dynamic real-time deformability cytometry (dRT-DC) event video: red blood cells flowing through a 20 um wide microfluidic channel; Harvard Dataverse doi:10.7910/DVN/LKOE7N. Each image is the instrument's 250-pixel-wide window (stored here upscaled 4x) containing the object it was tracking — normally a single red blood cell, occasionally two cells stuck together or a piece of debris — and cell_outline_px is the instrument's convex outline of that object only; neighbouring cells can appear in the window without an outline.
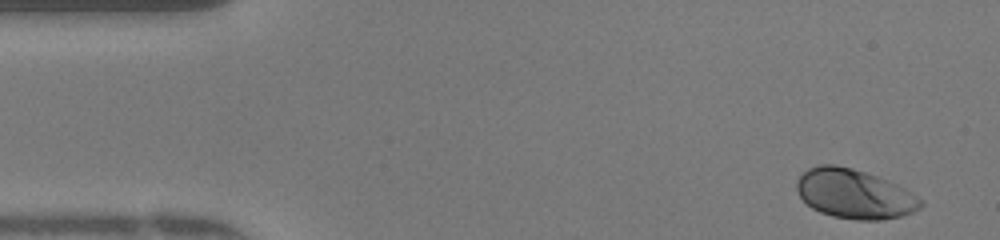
{"species": "human", "species_latin": "Homo sapiens", "temperature_condition": "warm", "stored_images_in_passage": 47, "camera_frame_rate_fps": 3000, "um_per_image_px": 0.085, "donor": {"sex": "female"}, "frame": {"image": 1, "passage_image": 2, "time_ms": 0.333, "image_size_px": [1000, 240], "cell_outline_px": [[924, 204], [920, 208], [912, 212], [900, 216], [880, 220], [856, 220], [832, 216], [820, 212], [812, 208], [800, 196], [796, 188], [796, 180], [808, 168], [820, 164], [836, 164], [852, 168], [888, 180], [904, 188], [920, 200]], "centroid_in_image_um": [72.59, 16.48], "position_along_channel_um": 12.4, "area_um2": 35.43}}
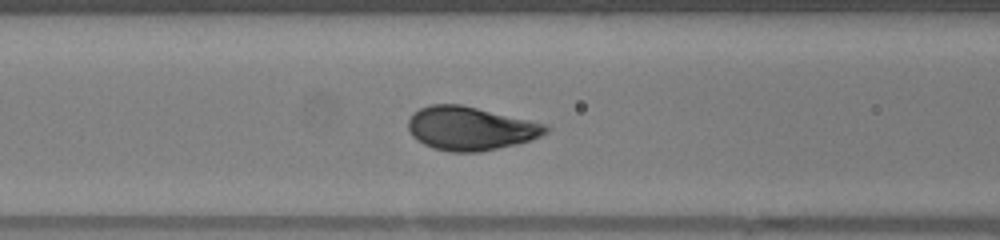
{"frame": {"image": 2, "passage_image": 18, "time_ms": 5.667, "image_size_px": [1000, 240], "cell_outline_px": [[552, 128], [548, 132], [540, 136], [516, 144], [480, 152], [448, 152], [432, 148], [416, 140], [412, 136], [408, 128], [408, 120], [412, 112], [428, 104], [460, 104], [532, 120], [548, 124]], "centroid_in_image_um": [39.98, 10.91], "position_along_channel_um": 126.6, "area_um2": 35.32}}
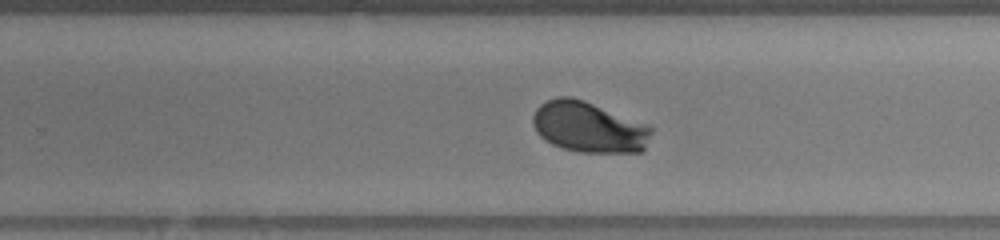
{"frame": {"image": 3, "passage_image": 29, "time_ms": 9.333, "image_size_px": [1000, 240], "cell_outline_px": [[652, 132], [644, 152], [580, 152], [564, 148], [552, 144], [540, 136], [536, 132], [532, 124], [532, 116], [536, 108], [540, 104], [556, 96], [572, 96], [584, 100], [648, 124], [652, 128]], "centroid_in_image_um": [50.05, 10.79], "position_along_channel_um": 279.8, "area_um2": 35.32}, "authors_computed_cell_mechanics": {"area_um2": 34.8534, "velocity_mm_per_s": 4.1891, "shape_relaxation_time_tau1_ms": 2.1199, "shape_relaxation_time_tau2_ms": null, "deformation_change_tau1": 0.1418, "deformation_change_tau2": null}}